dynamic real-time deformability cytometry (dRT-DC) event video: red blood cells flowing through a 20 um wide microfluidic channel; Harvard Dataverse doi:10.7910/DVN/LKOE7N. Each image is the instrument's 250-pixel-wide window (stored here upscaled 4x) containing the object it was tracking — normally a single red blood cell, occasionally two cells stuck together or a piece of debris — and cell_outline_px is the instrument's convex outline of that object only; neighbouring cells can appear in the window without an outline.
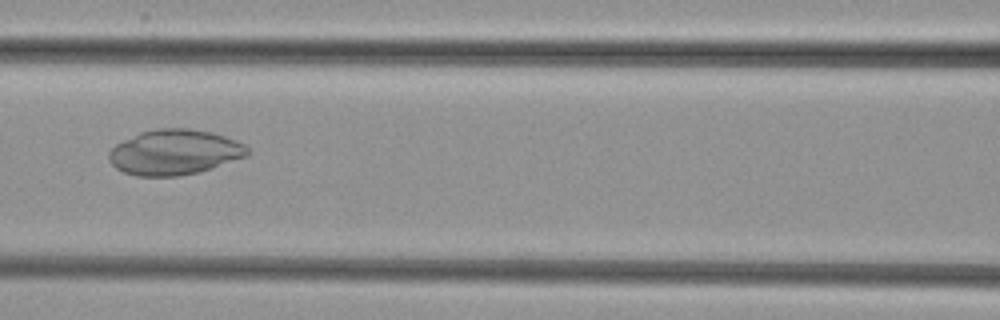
{"species": "common noctule bat (a hibernating species)", "species_latin": "Nyctalus noctula", "temperature_condition": "cold", "stored_images_in_passage": 46, "camera_frame_rate_fps": 3000, "um_per_image_px": 0.085, "animal": {"sex": "female", "body_mass_g": 29.2, "forearm_length_mm": 56.3}, "frame": {"image": 1, "passage_image": 17, "time_ms": 5.333, "image_size_px": [1000, 320], "cell_outline_px": [[252, 152], [248, 156], [200, 172], [176, 176], [136, 176], [124, 172], [116, 168], [112, 164], [108, 156], [108, 152], [116, 144], [140, 132], [156, 128], [188, 128], [212, 132], [224, 136], [244, 144]], "centroid_in_image_um": [14.85, 12.94], "position_along_channel_um": 151.8, "area_um2": 36.65}}
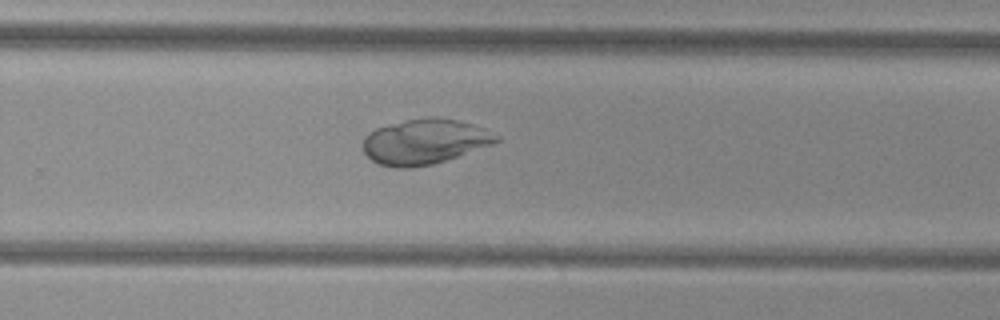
{"frame": {"image": 2, "passage_image": 28, "time_ms": 9.0, "image_size_px": [1000, 320], "cell_outline_px": [[500, 140], [492, 144], [432, 164], [412, 168], [392, 168], [380, 164], [372, 160], [364, 152], [364, 136], [368, 132], [376, 128], [408, 120], [428, 116], [432, 116], [456, 120], [472, 124], [484, 128], [500, 136]], "centroid_in_image_um": [36.08, 12.04], "position_along_channel_um": 293.7, "area_um2": 34.8}}
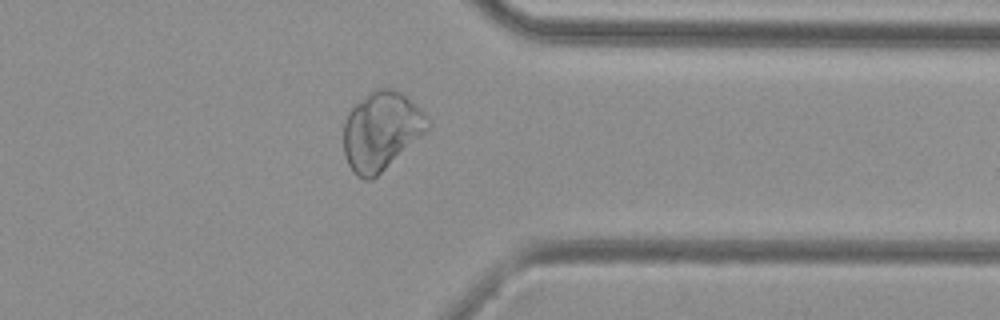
{"frame": {"image": 3, "passage_image": 35, "time_ms": 11.333, "image_size_px": [1000, 320], "cell_outline_px": [[428, 128], [424, 132], [372, 180], [364, 180], [356, 176], [352, 172], [348, 164], [344, 152], [344, 120], [348, 112], [372, 88], [392, 88], [400, 92], [420, 108], [424, 112], [428, 120]], "centroid_in_image_um": [32.35, 11.11], "position_along_channel_um": 379.0, "area_um2": 37.92}}